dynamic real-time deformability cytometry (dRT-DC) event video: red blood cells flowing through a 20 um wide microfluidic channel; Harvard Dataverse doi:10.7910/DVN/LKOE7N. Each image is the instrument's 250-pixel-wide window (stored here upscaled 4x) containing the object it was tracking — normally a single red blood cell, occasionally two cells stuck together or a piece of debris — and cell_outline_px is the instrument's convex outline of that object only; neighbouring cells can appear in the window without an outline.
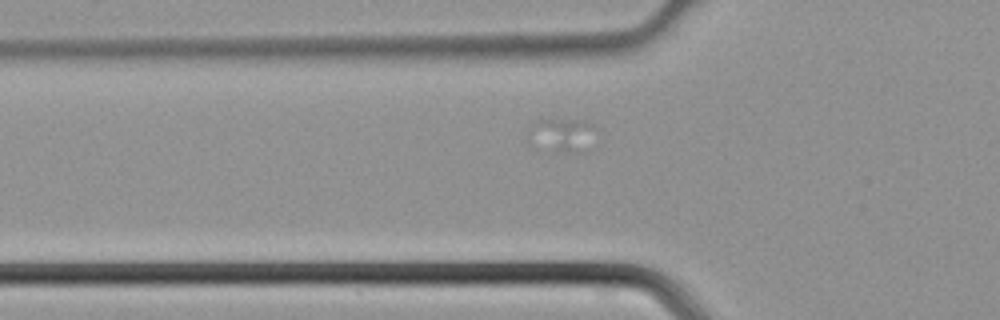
{"species": "common noctule bat (a hibernating species)", "species_latin": "Nyctalus noctula", "temperature_condition": "cold", "stored_images_in_passage": 12, "camera_frame_rate_fps": 3000, "um_per_image_px": 0.085, "animal": {"sex": "male", "body_mass_g": 21.5, "forearm_length_mm": 52.0}, "frame": {"image": 1, "passage_image": 3, "time_ms": 0.667, "image_size_px": [1000, 320], "cell_outline_px": [[600, 128], [572, 148], [560, 152], [528, 148], [528, 132], [532, 124], [536, 120], [584, 120]], "centroid_in_image_um": [47.49, 11.41], "position_along_channel_um": 78.3, "area_um2": 12.43}}